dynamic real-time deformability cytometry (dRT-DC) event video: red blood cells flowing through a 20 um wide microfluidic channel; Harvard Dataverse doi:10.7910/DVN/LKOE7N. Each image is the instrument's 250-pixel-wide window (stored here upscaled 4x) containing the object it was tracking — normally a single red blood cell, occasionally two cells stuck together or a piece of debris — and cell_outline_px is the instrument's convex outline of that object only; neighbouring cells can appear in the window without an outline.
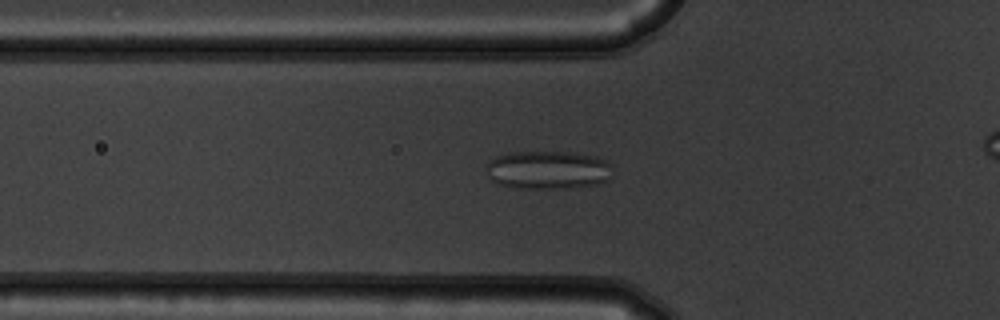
{"species": "common noctule bat (a hibernating species)", "species_latin": "Nyctalus noctula", "temperature_condition": "warm", "stored_images_in_passage": 48, "camera_frame_rate_fps": 3000, "um_per_image_px": 0.085, "animal": {"sex": "male", "body_mass_g": 19.5, "forearm_length_mm": 54.6}, "frame": {"image": 1, "passage_image": 19, "time_ms": 6.0, "image_size_px": [1000, 320], "cell_outline_px": [[608, 180], [600, 184], [572, 188], [512, 188], [496, 184], [488, 180], [488, 164], [496, 156], [508, 152], [572, 152], [596, 156], [604, 160], [608, 164]], "centroid_in_image_um": [46.52, 14.46], "position_along_channel_um": 79.3, "area_um2": 28.26}}
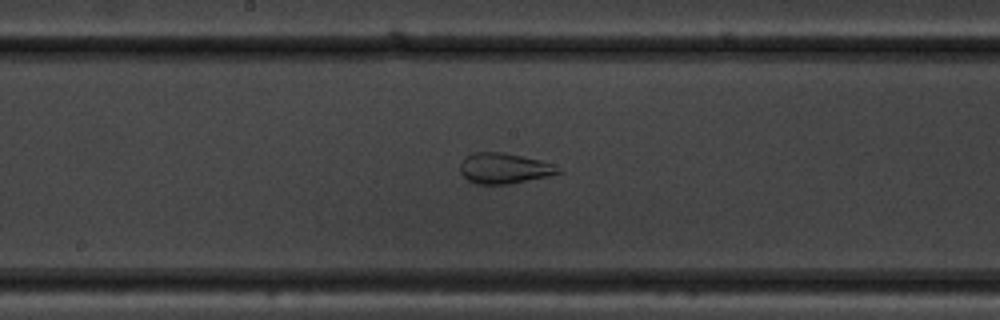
{"frame": {"image": 2, "passage_image": 29, "time_ms": 9.333, "image_size_px": [1000, 320], "cell_outline_px": [[564, 172], [548, 176], [508, 184], [476, 184], [468, 180], [460, 172], [460, 164], [464, 156], [472, 152], [500, 152], [540, 160], [552, 164], [560, 168]], "centroid_in_image_um": [42.83, 14.3], "position_along_channel_um": 205.4, "area_um2": 17.46}}
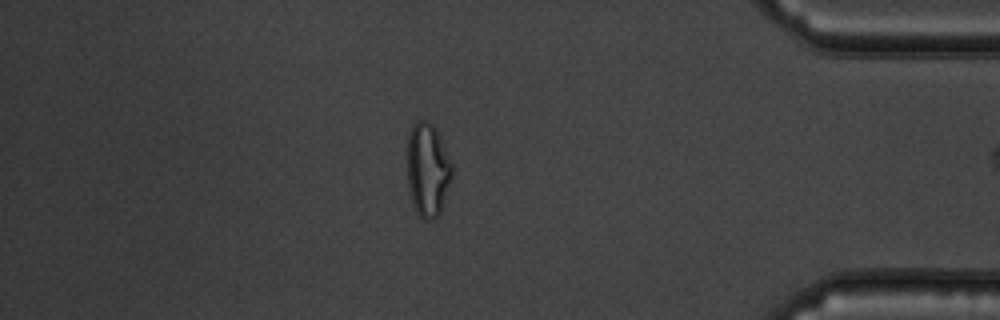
{"frame": {"image": 3, "passage_image": 47, "time_ms": 15.333, "image_size_px": [1000, 320], "cell_outline_px": [[452, 176], [440, 212], [432, 220], [424, 220], [416, 212], [412, 204], [408, 184], [408, 136], [416, 120], [428, 120], [436, 128], [452, 164]], "centroid_in_image_um": [36.35, 14.43], "position_along_channel_um": 398.8, "area_um2": 24.28}}